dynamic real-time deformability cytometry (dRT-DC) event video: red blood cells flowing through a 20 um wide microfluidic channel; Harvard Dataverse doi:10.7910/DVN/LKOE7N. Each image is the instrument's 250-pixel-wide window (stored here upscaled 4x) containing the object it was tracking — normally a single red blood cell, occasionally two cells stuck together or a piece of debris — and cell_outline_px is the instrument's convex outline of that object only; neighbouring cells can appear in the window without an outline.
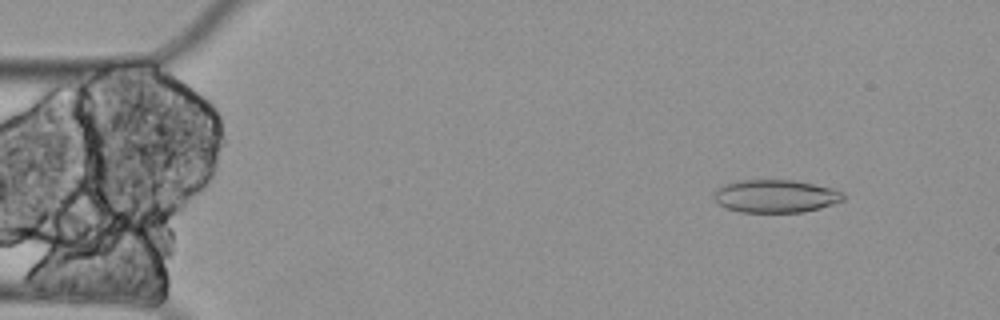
{"species": "Egyptian fruit bat (a non-hibernating species)", "species_latin": "Rousettus aegyptiacus", "temperature_condition": "cold", "stored_images_in_passage": 8, "camera_frame_rate_fps": 3000, "um_per_image_px": 0.085, "animal": {"sex": "female"}, "frame": {"image": 1, "passage_image": 2, "time_ms": 0.333, "image_size_px": [1000, 320], "cell_outline_px": [[844, 200], [820, 208], [804, 212], [740, 212], [728, 208], [720, 204], [712, 196], [712, 192], [736, 180], [792, 180], [832, 188], [844, 192]], "centroid_in_image_um": [65.94, 16.67], "position_along_channel_um": 19.1, "area_um2": 24.62}}
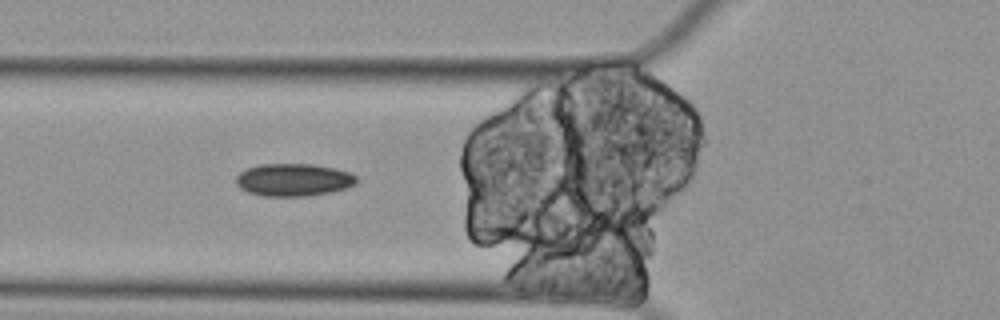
{"frame": {"image": 2, "passage_image": 6, "time_ms": 1.667, "image_size_px": [1000, 320], "cell_outline_px": [[356, 184], [348, 188], [308, 196], [264, 196], [248, 192], [240, 188], [236, 184], [236, 176], [240, 172], [248, 168], [260, 164], [312, 164], [336, 168], [352, 172], [356, 176]], "centroid_in_image_um": [24.97, 15.28], "position_along_channel_um": 100.8, "area_um2": 23.0}}
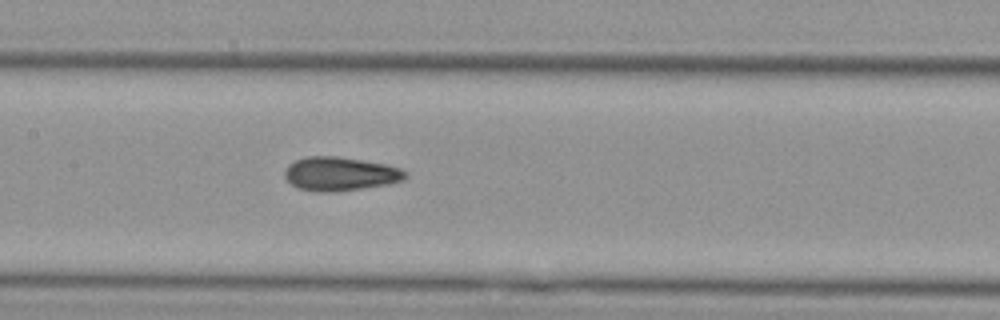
{"frame": {"image": 3, "passage_image": 8, "time_ms": 2.333, "image_size_px": [1000, 320], "cell_outline_px": [[408, 176], [404, 180], [388, 184], [364, 188], [336, 192], [316, 192], [296, 188], [284, 176], [284, 172], [288, 164], [296, 160], [308, 156], [336, 156], [388, 164], [400, 168], [408, 172]], "centroid_in_image_um": [28.93, 14.78], "position_along_channel_um": 178.5, "area_um2": 24.04}}